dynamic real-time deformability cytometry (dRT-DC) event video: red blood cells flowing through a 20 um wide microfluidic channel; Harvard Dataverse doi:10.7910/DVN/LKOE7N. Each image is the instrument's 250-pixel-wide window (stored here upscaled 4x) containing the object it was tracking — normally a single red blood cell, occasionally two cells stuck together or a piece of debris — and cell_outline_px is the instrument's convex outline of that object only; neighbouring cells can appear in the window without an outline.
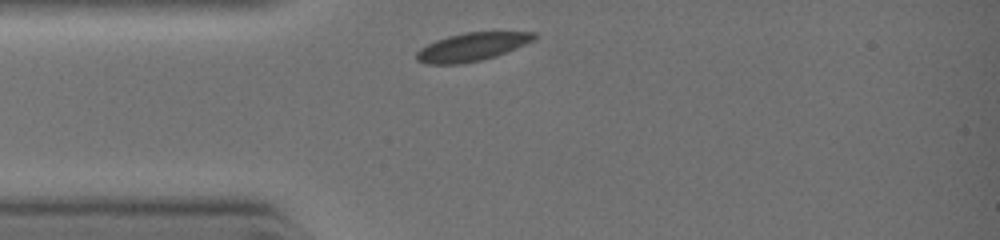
{"species": "common noctule bat (a hibernating species)", "species_latin": "Nyctalus noctula", "temperature_condition": "warm", "stored_images_in_passage": 12, "camera_frame_rate_fps": 3000, "um_per_image_px": 0.085, "animal": {"sex": "female", "body_mass_g": 19.0, "forearm_length_mm": 51.5}, "frame": {"image": 1, "passage_image": 1, "time_ms": 0.0, "image_size_px": [1000, 240], "cell_outline_px": [[536, 36], [532, 40], [516, 48], [496, 56], [480, 60], [460, 64], [424, 64], [416, 60], [416, 52], [420, 48], [436, 40], [448, 36], [464, 32], [536, 32]], "centroid_in_image_um": [40.06, 3.99], "position_along_channel_um": 44.9, "area_um2": 19.19}}
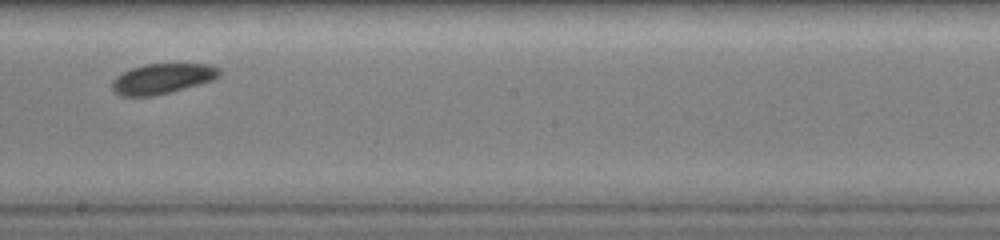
{"frame": {"image": 2, "passage_image": 9, "time_ms": 3.667, "image_size_px": [1000, 240], "cell_outline_px": [[220, 76], [212, 80], [172, 92], [152, 96], [120, 96], [112, 88], [112, 80], [116, 76], [132, 68], [144, 64], [208, 64], [220, 68]], "centroid_in_image_um": [13.8, 6.69], "position_along_channel_um": 234.4, "area_um2": 18.84}}
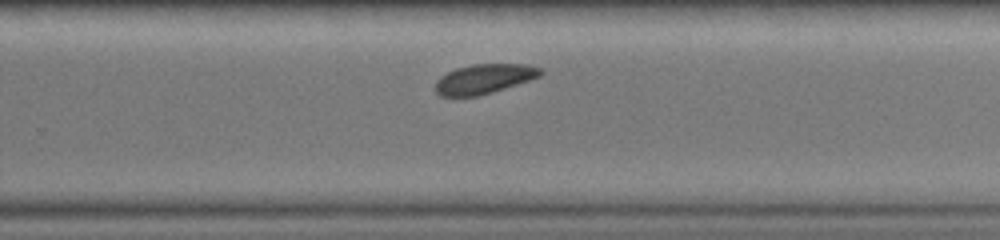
{"frame": {"image": 3, "passage_image": 12, "time_ms": 4.667, "image_size_px": [1000, 240], "cell_outline_px": [[544, 72], [540, 76], [492, 92], [476, 96], [440, 96], [436, 92], [436, 80], [440, 76], [456, 68], [472, 64], [528, 64], [544, 68]], "centroid_in_image_um": [41.17, 6.69], "position_along_channel_um": 288.6, "area_um2": 18.09}}